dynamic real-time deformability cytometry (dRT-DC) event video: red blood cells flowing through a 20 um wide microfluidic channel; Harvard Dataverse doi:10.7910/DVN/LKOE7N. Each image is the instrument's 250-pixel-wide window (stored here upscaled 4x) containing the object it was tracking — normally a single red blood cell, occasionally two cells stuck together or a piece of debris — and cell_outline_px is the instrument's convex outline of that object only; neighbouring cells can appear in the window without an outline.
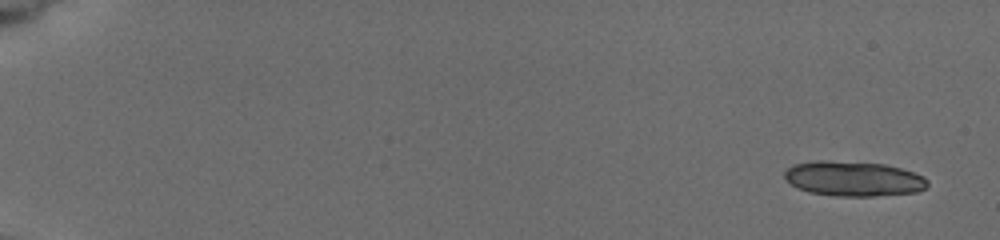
{"species": "common noctule bat (a hibernating species)", "species_latin": "Nyctalus noctula", "temperature_condition": "cold", "stored_images_in_passage": 11, "segment_of_instrument_passage": [1, 2], "camera_frame_rate_fps": 3000, "um_per_image_px": 0.085, "animal": {"sex": "female", "body_mass_g": 19.5, "forearm_length_mm": 54.1}, "frame": {"image": 1, "passage_image": 1, "time_ms": 0.0, "image_size_px": [1000, 240], "cell_outline_px": [[928, 188], [916, 192], [872, 196], [836, 196], [808, 192], [792, 184], [784, 176], [784, 172], [792, 164], [816, 160], [828, 160], [884, 164], [900, 168], [924, 176], [928, 180]], "centroid_in_image_um": [72.56, 15.18], "position_along_channel_um": 12.4, "area_um2": 29.13}}
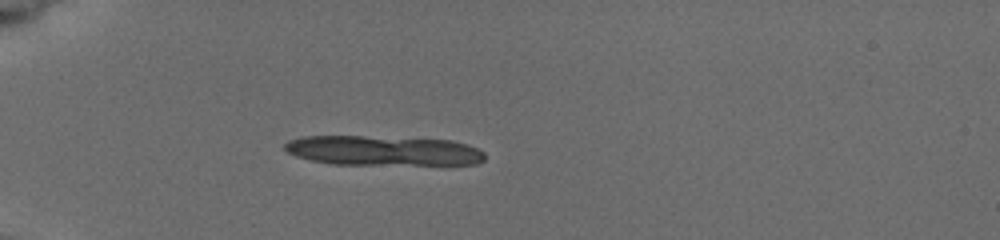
{"frame": {"image": 2, "passage_image": 6, "time_ms": 5.0, "image_size_px": [1000, 240], "cell_outline_px": [[484, 160], [476, 164], [332, 164], [312, 160], [296, 156], [288, 152], [284, 148], [284, 144], [288, 140], [304, 136], [364, 136], [452, 140], [468, 144], [484, 152]], "centroid_in_image_um": [32.55, 12.8], "position_along_channel_um": 52.4, "area_um2": 34.62}}